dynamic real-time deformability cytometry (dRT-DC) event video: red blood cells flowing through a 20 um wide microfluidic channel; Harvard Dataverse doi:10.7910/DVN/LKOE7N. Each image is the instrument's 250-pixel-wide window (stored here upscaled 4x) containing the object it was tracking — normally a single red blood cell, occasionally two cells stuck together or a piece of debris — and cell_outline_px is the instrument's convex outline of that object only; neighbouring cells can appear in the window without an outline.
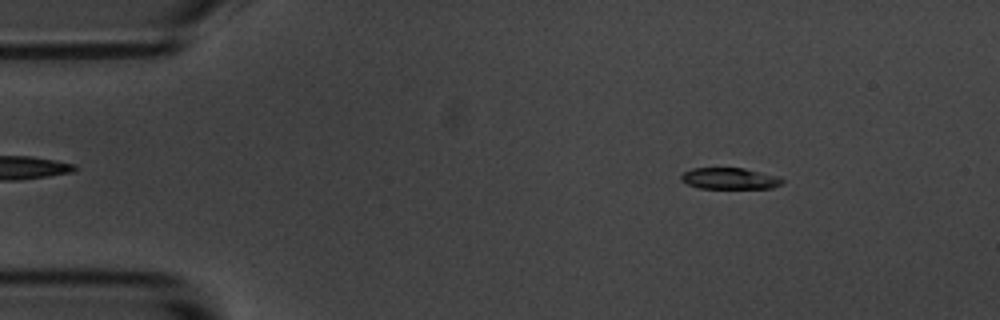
{"species": "common noctule bat (a hibernating species)", "species_latin": "Nyctalus noctula", "temperature_condition": "room temperature", "stored_images_in_passage": 3, "camera_frame_rate_fps": 3000, "um_per_image_px": 0.085, "animal": {"sex": "male", "body_mass_g": 20.1, "forearm_length_mm": 53.5}, "frame": {"image": 1, "passage_image": 1, "time_ms": 0.0, "image_size_px": [1000, 320], "cell_outline_px": [[784, 184], [772, 188], [700, 188], [688, 184], [680, 180], [680, 176], [684, 172], [692, 168], [744, 168], [780, 176], [784, 180]], "centroid_in_image_um": [62.07, 15.17], "position_along_channel_um": 22.9, "area_um2": 12.72}}